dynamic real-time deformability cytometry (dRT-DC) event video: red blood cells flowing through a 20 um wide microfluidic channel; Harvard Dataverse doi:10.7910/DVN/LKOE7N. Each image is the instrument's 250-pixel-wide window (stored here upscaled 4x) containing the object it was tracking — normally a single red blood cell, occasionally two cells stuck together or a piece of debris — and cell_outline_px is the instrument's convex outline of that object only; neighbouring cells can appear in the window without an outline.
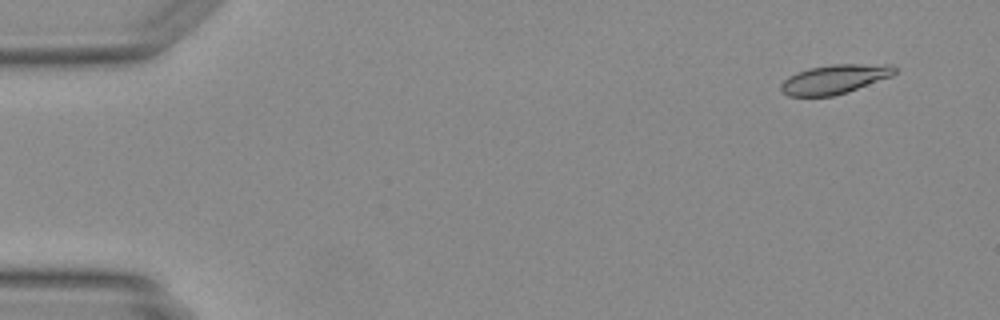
{"species": "Egyptian fruit bat (a non-hibernating species)", "species_latin": "Rousettus aegyptiacus", "temperature_condition": "warm", "stored_images_in_passage": 47, "camera_frame_rate_fps": 3000, "um_per_image_px": 0.085, "animal": {"sex": "female"}, "frame": {"image": 1, "passage_image": 2, "time_ms": 0.333, "image_size_px": [1000, 320], "cell_outline_px": [[896, 72], [892, 76], [848, 92], [832, 96], [788, 96], [780, 88], [780, 84], [788, 76], [796, 72], [808, 68], [832, 64], [892, 64], [896, 68]], "centroid_in_image_um": [70.95, 6.72], "position_along_channel_um": 14.1, "area_um2": 19.48}}
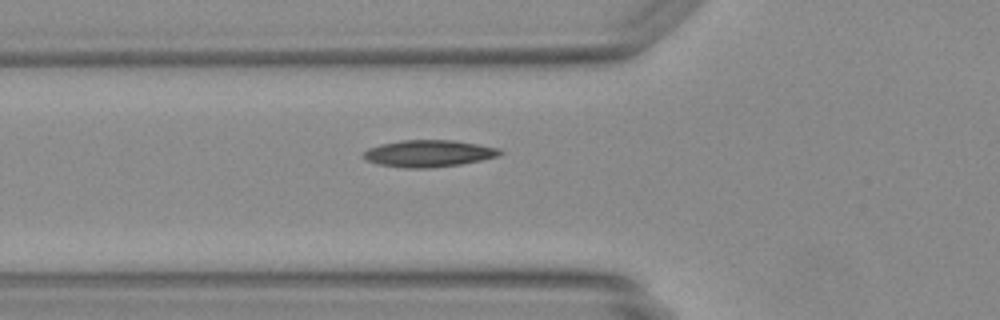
{"frame": {"image": 2, "passage_image": 16, "time_ms": 5.0, "image_size_px": [1000, 320], "cell_outline_px": [[504, 152], [496, 156], [480, 160], [460, 164], [428, 168], [400, 168], [380, 164], [364, 160], [364, 152], [368, 148], [380, 144], [400, 140], [452, 140], [500, 148]], "centroid_in_image_um": [36.4, 13.04], "position_along_channel_um": 89.4, "area_um2": 21.27}}
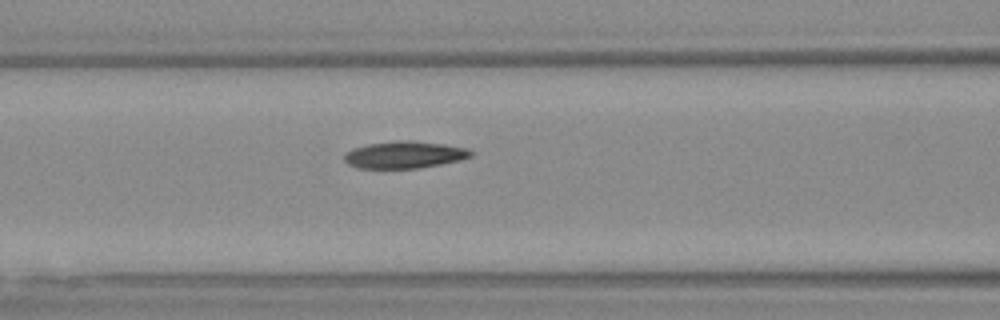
{"frame": {"image": 3, "passage_image": 19, "time_ms": 6.0, "image_size_px": [1000, 320], "cell_outline_px": [[476, 152], [472, 156], [460, 160], [420, 168], [356, 168], [348, 164], [344, 160], [344, 152], [352, 148], [368, 144], [396, 140], [412, 140], [444, 144], [468, 148]], "centroid_in_image_um": [34.38, 13.15], "position_along_channel_um": 132.2, "area_um2": 20.23}}